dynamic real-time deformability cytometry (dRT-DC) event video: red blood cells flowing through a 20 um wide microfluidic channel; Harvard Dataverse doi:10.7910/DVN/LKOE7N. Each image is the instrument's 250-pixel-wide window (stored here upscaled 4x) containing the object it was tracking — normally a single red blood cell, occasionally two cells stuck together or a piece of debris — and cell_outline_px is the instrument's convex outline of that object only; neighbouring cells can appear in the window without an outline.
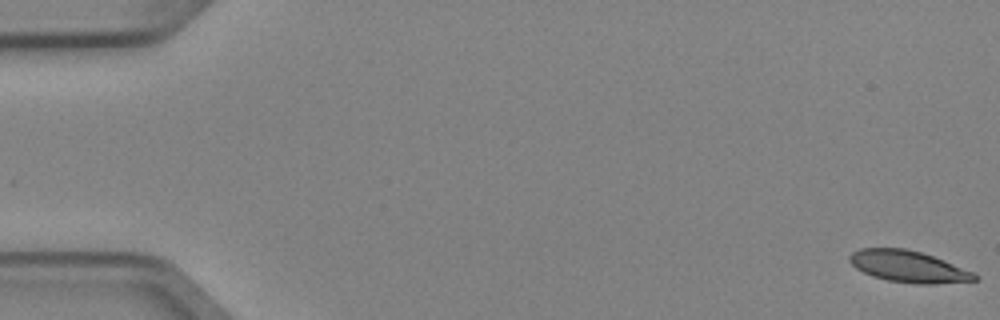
{"species": "Egyptian fruit bat (a non-hibernating species)", "species_latin": "Rousettus aegyptiacus", "temperature_condition": "cold", "stored_images_in_passage": 6, "camera_frame_rate_fps": 3000, "um_per_image_px": 0.085, "animal": {"sex": "female"}, "frame": {"image": 1, "passage_image": 1, "time_ms": 0.0, "image_size_px": [1000, 320], "cell_outline_px": [[976, 280], [936, 284], [916, 284], [888, 280], [872, 276], [856, 268], [848, 260], [848, 256], [852, 252], [860, 248], [904, 248], [920, 252], [944, 260], [972, 272], [976, 276]], "centroid_in_image_um": [77.16, 22.65], "position_along_channel_um": 7.8, "area_um2": 22.77}}
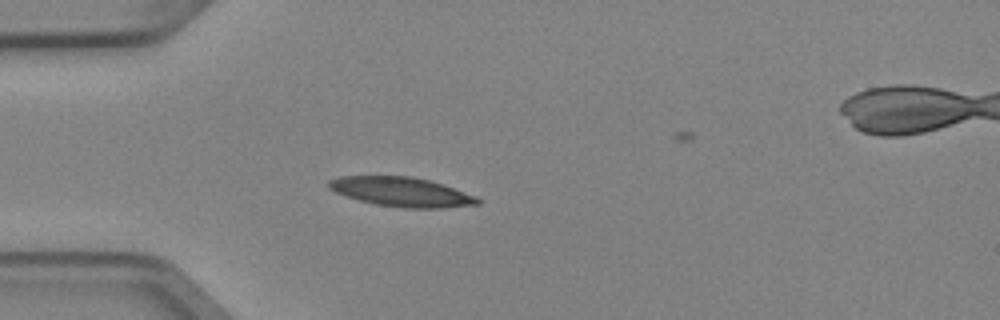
{"frame": {"image": 2, "passage_image": 5, "time_ms": 1.333, "image_size_px": [1000, 320], "cell_outline_px": [[480, 204], [440, 208], [404, 208], [376, 204], [360, 200], [336, 192], [328, 188], [328, 180], [340, 176], [412, 176], [444, 184], [476, 196], [480, 200]], "centroid_in_image_um": [34.14, 16.3], "position_along_channel_um": 50.9, "area_um2": 25.37}}